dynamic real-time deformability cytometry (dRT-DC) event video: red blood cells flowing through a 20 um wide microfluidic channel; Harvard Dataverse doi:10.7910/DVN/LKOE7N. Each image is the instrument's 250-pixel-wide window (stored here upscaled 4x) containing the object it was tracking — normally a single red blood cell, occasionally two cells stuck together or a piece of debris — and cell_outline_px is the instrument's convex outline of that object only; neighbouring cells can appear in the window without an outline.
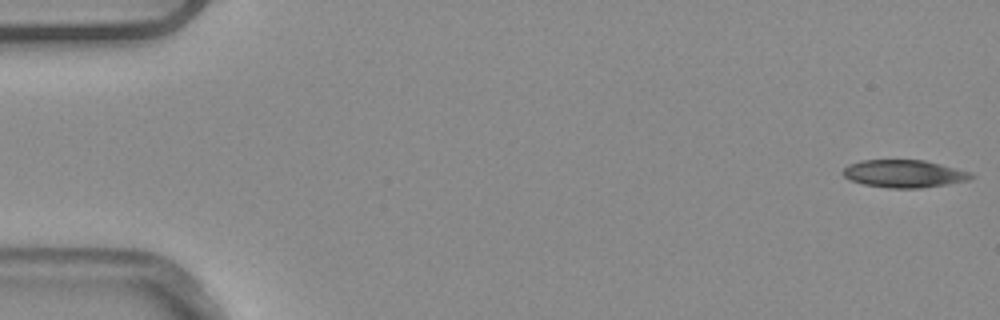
{"species": "common noctule bat (a hibernating species)", "species_latin": "Nyctalus noctula", "temperature_condition": "warm", "stored_images_in_passage": 5, "camera_frame_rate_fps": 3000, "um_per_image_px": 0.085, "animal": {"sex": "male", "body_mass_g": 20.4}, "frame": {"image": 1, "passage_image": 1, "time_ms": 0.0, "image_size_px": [1000, 320], "cell_outline_px": [[976, 176], [968, 180], [948, 184], [920, 188], [888, 188], [864, 184], [852, 180], [844, 176], [840, 172], [848, 164], [860, 160], [924, 160], [940, 164], [968, 172]], "centroid_in_image_um": [76.81, 14.76], "position_along_channel_um": 8.2, "area_um2": 20.52}}
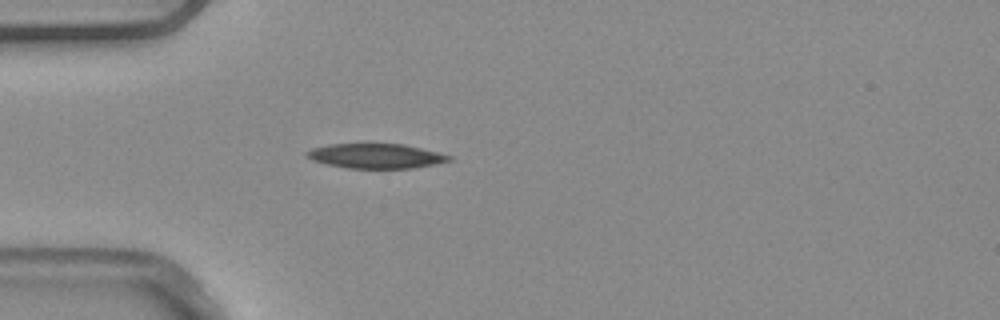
{"frame": {"image": 2, "passage_image": 5, "time_ms": 1.333, "image_size_px": [1000, 320], "cell_outline_px": [[452, 160], [412, 168], [344, 168], [312, 160], [304, 156], [304, 152], [312, 148], [328, 144], [404, 144], [452, 156]], "centroid_in_image_um": [31.88, 13.25], "position_along_channel_um": 53.1, "area_um2": 20.35}}